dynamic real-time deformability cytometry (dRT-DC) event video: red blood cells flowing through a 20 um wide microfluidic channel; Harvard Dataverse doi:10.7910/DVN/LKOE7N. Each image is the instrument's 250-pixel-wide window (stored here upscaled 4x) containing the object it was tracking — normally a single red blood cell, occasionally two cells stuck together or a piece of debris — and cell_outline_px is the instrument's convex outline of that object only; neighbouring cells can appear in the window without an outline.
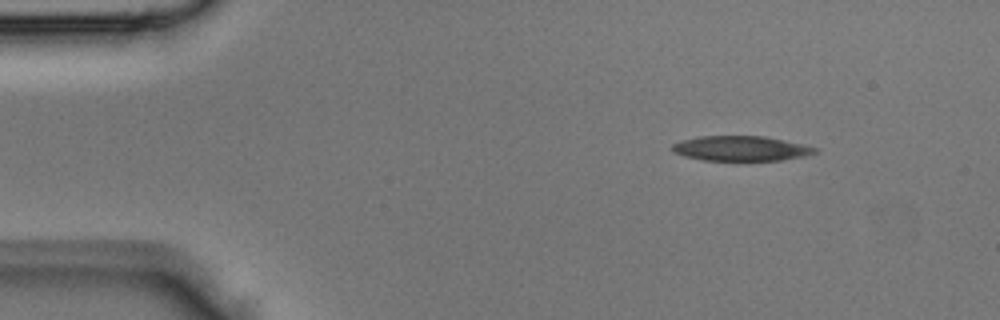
{"species": "Egyptian fruit bat (a non-hibernating species)", "species_latin": "Rousettus aegyptiacus", "temperature_condition": "room temperature", "stored_images_in_passage": 3, "segment_of_instrument_passage": [2, 2], "camera_frame_rate_fps": 3000, "um_per_image_px": 0.085, "animal": {"sex": "male"}, "frame": {"image": 1, "passage_image": 3, "time_ms": 0.667, "image_size_px": [1000, 320], "cell_outline_px": [[820, 152], [804, 156], [780, 160], [704, 160], [684, 156], [672, 152], [672, 144], [680, 140], [700, 136], [764, 136], [820, 148]], "centroid_in_image_um": [62.98, 12.61], "position_along_channel_um": 22.0, "area_um2": 20.75}}